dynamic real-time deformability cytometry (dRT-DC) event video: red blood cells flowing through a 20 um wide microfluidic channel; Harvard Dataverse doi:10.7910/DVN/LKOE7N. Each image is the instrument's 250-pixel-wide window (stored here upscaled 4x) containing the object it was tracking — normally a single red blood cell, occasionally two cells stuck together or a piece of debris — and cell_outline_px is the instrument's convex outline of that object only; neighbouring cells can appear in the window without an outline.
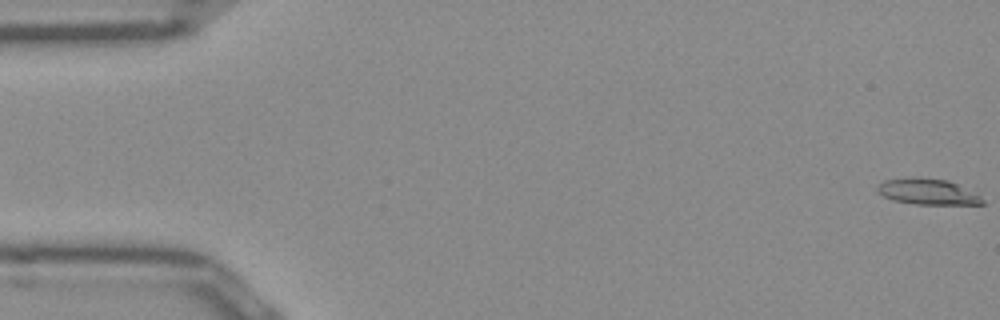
{"species": "Egyptian fruit bat (a non-hibernating species)", "species_latin": "Rousettus aegyptiacus", "temperature_condition": "room temperature", "stored_images_in_passage": 52, "camera_frame_rate_fps": 3000, "um_per_image_px": 0.085, "frame": {"image": 1, "passage_image": 1, "time_ms": 0.0, "image_size_px": [1000, 320], "cell_outline_px": [[984, 204], [916, 204], [892, 200], [876, 192], [876, 184], [884, 180], [912, 176], [920, 176], [948, 180], [980, 196], [984, 200]], "centroid_in_image_um": [78.76, 16.27], "position_along_channel_um": 6.2, "area_um2": 16.01}}
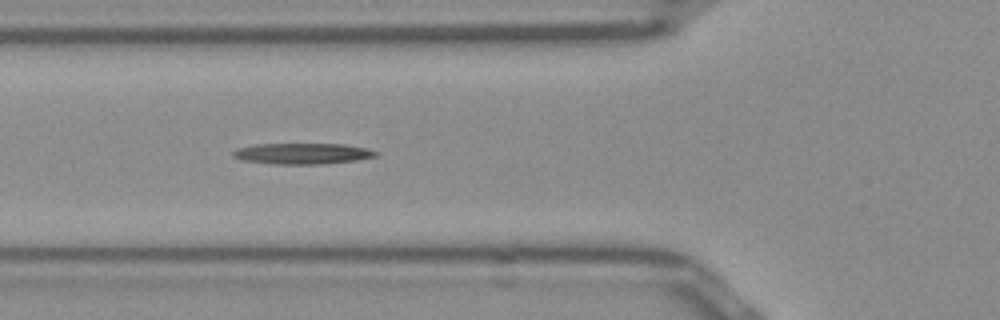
{"frame": {"image": 2, "passage_image": 19, "time_ms": 6.0, "image_size_px": [1000, 320], "cell_outline_px": [[376, 156], [356, 160], [324, 164], [272, 164], [240, 160], [232, 156], [232, 152], [236, 148], [256, 144], [344, 144], [364, 148], [376, 152]], "centroid_in_image_um": [25.62, 13.06], "position_along_channel_um": 100.2, "area_um2": 17.4}}
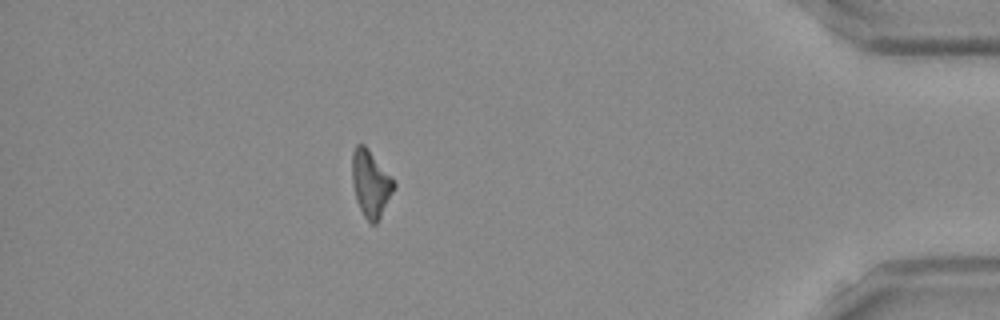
{"frame": {"image": 3, "passage_image": 46, "time_ms": 15.0, "image_size_px": [1000, 320], "cell_outline_px": [[396, 188], [376, 224], [372, 224], [364, 216], [356, 200], [352, 184], [352, 152], [356, 144], [364, 144], [368, 148], [396, 184]], "centroid_in_image_um": [31.5, 15.6], "position_along_channel_um": 403.7, "area_um2": 16.13}}